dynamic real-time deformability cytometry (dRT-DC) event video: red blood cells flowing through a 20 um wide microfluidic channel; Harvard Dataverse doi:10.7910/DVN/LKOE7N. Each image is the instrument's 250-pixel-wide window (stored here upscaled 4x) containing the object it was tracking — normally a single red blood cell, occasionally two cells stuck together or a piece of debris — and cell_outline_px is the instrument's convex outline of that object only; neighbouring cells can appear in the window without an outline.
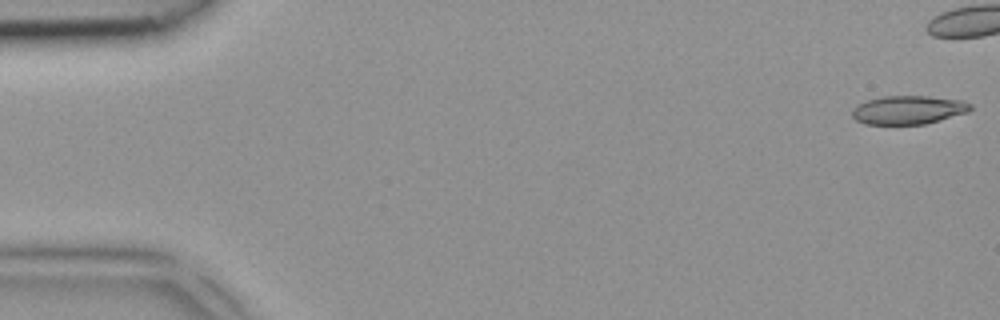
{"species": "common noctule bat (a hibernating species)", "species_latin": "Nyctalus noctula", "temperature_condition": "room temperature", "stored_images_in_passage": 3, "camera_frame_rate_fps": 3000, "um_per_image_px": 0.085, "animal": {"sex": "female", "body_mass_g": 18.4}, "frame": {"image": 1, "passage_image": 3, "time_ms": 0.667, "image_size_px": [1000, 320], "cell_outline_px": [[972, 108], [968, 112], [924, 124], [864, 124], [856, 120], [852, 116], [852, 112], [860, 104], [868, 100], [880, 96], [928, 96], [960, 100], [972, 104]], "centroid_in_image_um": [77.22, 9.34], "position_along_channel_um": 7.8, "area_um2": 19.48}}